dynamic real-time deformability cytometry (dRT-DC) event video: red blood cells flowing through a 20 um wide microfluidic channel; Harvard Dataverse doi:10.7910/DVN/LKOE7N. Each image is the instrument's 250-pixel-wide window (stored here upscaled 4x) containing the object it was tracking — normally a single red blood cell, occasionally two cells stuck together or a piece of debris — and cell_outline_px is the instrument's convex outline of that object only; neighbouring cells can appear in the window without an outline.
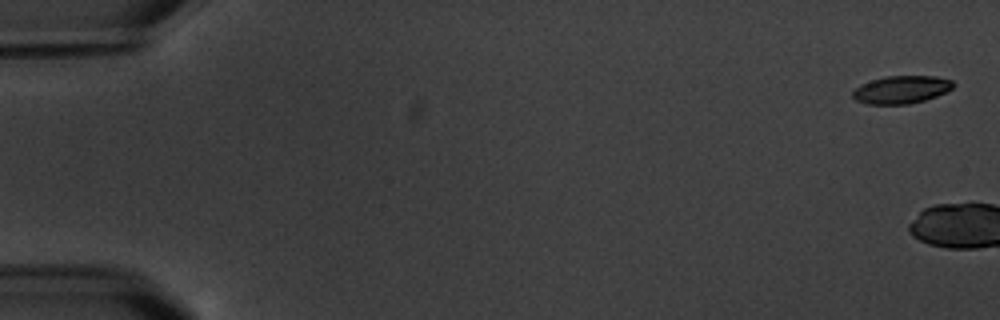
{"species": "common noctule bat (a hibernating species)", "species_latin": "Nyctalus noctula", "temperature_condition": "warm", "stored_images_in_passage": 18, "camera_frame_rate_fps": 3000, "um_per_image_px": 0.085, "animal": {"sex": "male", "body_mass_g": 20.1, "forearm_length_mm": 53.5}, "frame": {"image": 1, "passage_image": 1, "time_ms": 0.0, "image_size_px": [1000, 320], "cell_outline_px": [[956, 84], [952, 88], [936, 96], [924, 100], [908, 104], [868, 104], [856, 100], [852, 96], [852, 92], [860, 84], [884, 76], [936, 76], [952, 80]], "centroid_in_image_um": [76.61, 7.61], "position_along_channel_um": 8.4, "area_um2": 16.24}}
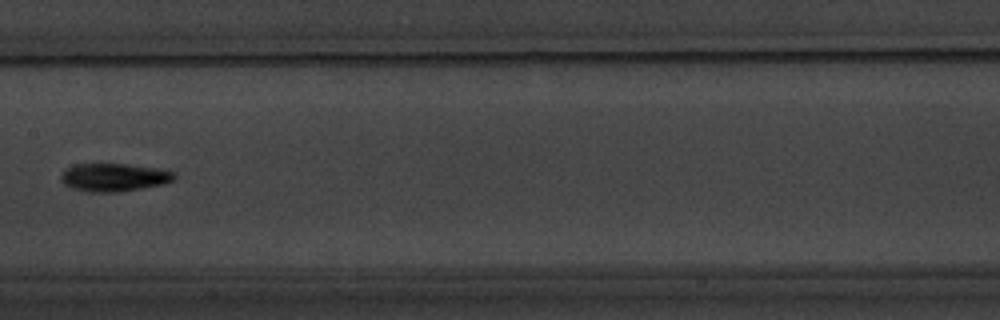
{"frame": {"image": 2, "passage_image": 10, "time_ms": 11.333, "image_size_px": [1000, 320], "cell_outline_px": [[176, 180], [164, 184], [116, 192], [88, 192], [72, 188], [64, 184], [60, 180], [60, 176], [68, 168], [76, 164], [124, 164], [168, 168], [176, 176]], "centroid_in_image_um": [9.75, 15.06], "position_along_channel_um": 197.6, "area_um2": 18.67}}
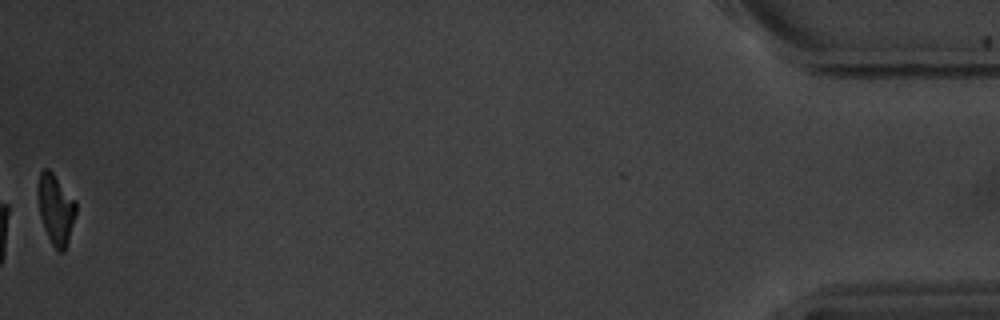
{"frame": {"image": 3, "passage_image": 18, "time_ms": 20.667, "image_size_px": [1000, 320], "cell_outline_px": [[76, 212], [68, 244], [64, 252], [60, 252], [52, 244], [44, 228], [40, 216], [40, 172], [44, 168], [48, 168], [52, 172], [76, 200]], "centroid_in_image_um": [4.79, 17.82], "position_along_channel_um": 430.4, "area_um2": 15.09}, "authors_computed_cell_mechanics": {"area_um2": 17.4556, "velocity_mm_per_s": 3.4657, "shape_relaxation_time_tau1_ms": 2.8632, "shape_relaxation_time_tau2_ms": null, "deformation_change_tau1": 0.1237, "deformation_change_tau2": null}}